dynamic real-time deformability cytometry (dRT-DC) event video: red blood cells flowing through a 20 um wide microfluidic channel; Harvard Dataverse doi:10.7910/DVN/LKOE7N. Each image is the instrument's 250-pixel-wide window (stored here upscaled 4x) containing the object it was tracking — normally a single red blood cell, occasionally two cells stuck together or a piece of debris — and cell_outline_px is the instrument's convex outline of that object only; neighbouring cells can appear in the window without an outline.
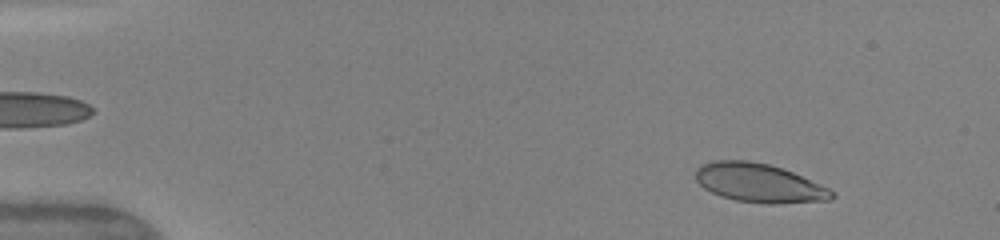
{"species": "human", "species_latin": "Homo sapiens", "temperature_condition": "warm", "stored_images_in_passage": 48, "camera_frame_rate_fps": 3000, "um_per_image_px": 0.085, "donor": {"sex": "female"}, "frame": {"image": 1, "passage_image": 5, "time_ms": 1.333, "image_size_px": [1000, 240], "cell_outline_px": [[836, 196], [832, 200], [772, 204], [768, 204], [736, 200], [720, 196], [704, 188], [696, 180], [696, 168], [712, 160], [748, 160], [768, 164], [792, 172], [828, 188]], "centroid_in_image_um": [64.5, 15.55], "position_along_channel_um": 20.5, "area_um2": 30.58}}
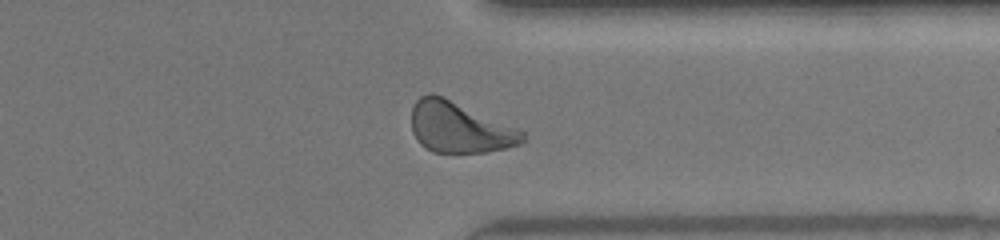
{"frame": {"image": 2, "passage_image": 38, "time_ms": 12.333, "image_size_px": [1000, 240], "cell_outline_px": [[528, 140], [520, 144], [488, 152], [432, 152], [420, 144], [416, 140], [412, 132], [412, 108], [416, 100], [420, 96], [428, 92], [432, 92], [444, 96], [516, 128], [524, 132]], "centroid_in_image_um": [39.03, 10.82], "position_along_channel_um": 372.4, "area_um2": 33.0}}
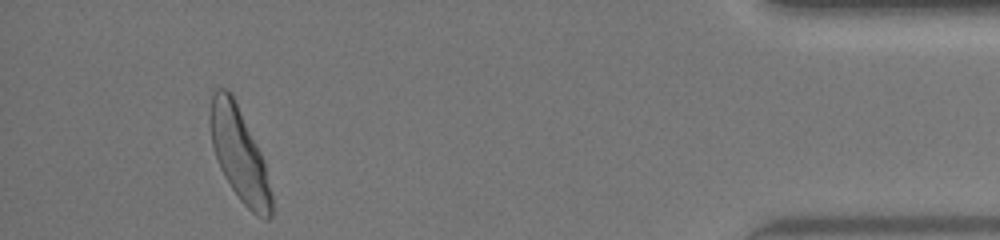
{"frame": {"image": 3, "passage_image": 45, "time_ms": 14.667, "image_size_px": [1000, 240], "cell_outline_px": [[272, 216], [268, 220], [264, 220], [256, 216], [240, 200], [224, 176], [220, 168], [212, 144], [208, 124], [208, 116], [212, 96], [216, 88], [224, 88], [232, 96], [264, 160], [272, 192]], "centroid_in_image_um": [20.33, 13.17], "position_along_channel_um": 414.9, "area_um2": 33.0}, "authors_computed_cell_mechanics": {"area_um2": 32.1079, "velocity_mm_per_s": 4.1537, "shape_relaxation_time_tau1_ms": 3.2476, "shape_relaxation_time_tau2_ms": null, "deformation_change_tau1": 0.1541, "deformation_change_tau2": null}}